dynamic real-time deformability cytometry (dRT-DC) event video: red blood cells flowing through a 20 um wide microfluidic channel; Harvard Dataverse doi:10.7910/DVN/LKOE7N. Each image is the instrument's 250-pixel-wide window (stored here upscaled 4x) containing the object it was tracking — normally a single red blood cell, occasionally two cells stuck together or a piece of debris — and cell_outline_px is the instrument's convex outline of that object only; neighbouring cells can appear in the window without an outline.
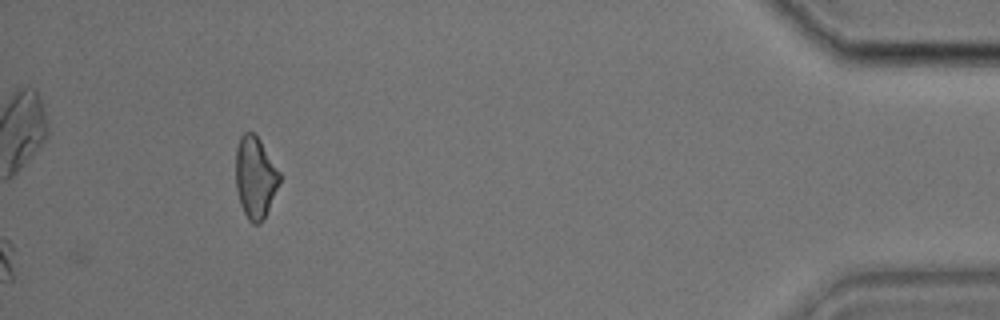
{"species": "common noctule bat (a hibernating species)", "species_latin": "Nyctalus noctula", "temperature_condition": "cold", "stored_images_in_passage": 34, "camera_frame_rate_fps": 3000, "um_per_image_px": 0.085, "animal": {"sex": "male", "body_mass_g": 17.9, "forearm_length_mm": 54.2}, "frame": {"image": 1, "passage_image": 34, "time_ms": 11.0, "image_size_px": [1000, 320], "cell_outline_px": [[280, 180], [264, 220], [260, 224], [252, 224], [248, 220], [240, 204], [236, 188], [236, 148], [240, 136], [244, 132], [252, 132], [260, 140], [280, 172]], "centroid_in_image_um": [21.68, 15.1], "position_along_channel_um": 413.5, "area_um2": 20.81}}